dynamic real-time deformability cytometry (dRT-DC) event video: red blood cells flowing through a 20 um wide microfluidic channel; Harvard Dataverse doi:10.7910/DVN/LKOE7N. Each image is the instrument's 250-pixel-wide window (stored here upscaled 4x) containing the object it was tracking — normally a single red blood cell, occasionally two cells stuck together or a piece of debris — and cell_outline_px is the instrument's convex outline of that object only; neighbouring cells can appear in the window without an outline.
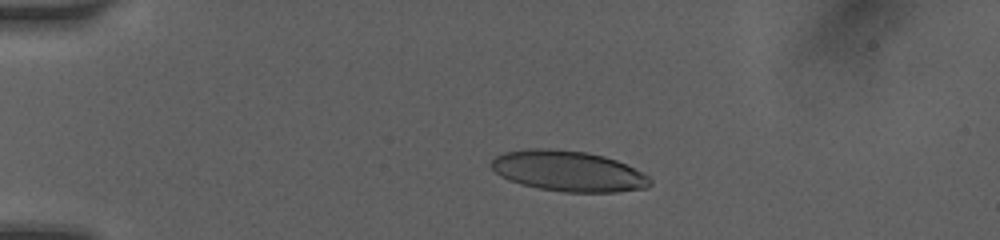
{"species": "human", "species_latin": "Homo sapiens", "temperature_condition": "room temperature", "stored_images_in_passage": 34, "camera_frame_rate_fps": 3000, "um_per_image_px": 0.085, "donor": {"sex": "female"}, "frame": {"image": 1, "passage_image": 7, "time_ms": 3.333, "image_size_px": [1000, 240], "cell_outline_px": [[652, 184], [648, 188], [616, 192], [564, 192], [540, 188], [520, 184], [508, 180], [500, 176], [488, 164], [496, 156], [504, 152], [528, 148], [548, 148], [588, 152], [604, 156], [616, 160], [644, 172], [652, 180]], "centroid_in_image_um": [48.31, 14.54], "position_along_channel_um": 36.7, "area_um2": 37.92}}
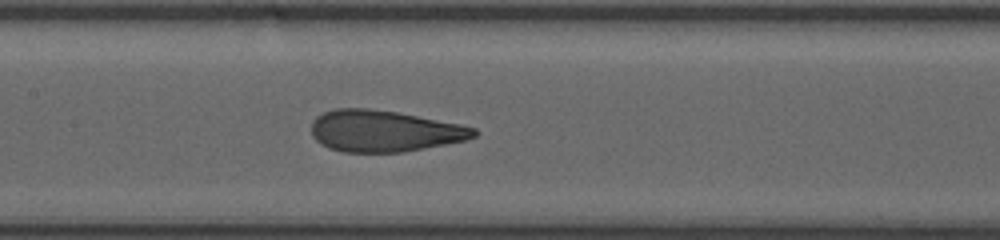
{"frame": {"image": 2, "passage_image": 26, "time_ms": 8.0, "image_size_px": [1000, 240], "cell_outline_px": [[480, 132], [476, 136], [468, 140], [404, 152], [344, 152], [328, 148], [320, 144], [312, 136], [312, 120], [316, 116], [332, 108], [368, 108], [396, 112], [460, 124], [476, 128]], "centroid_in_image_um": [32.65, 11.14], "position_along_channel_um": 174.7, "area_um2": 39.54}}
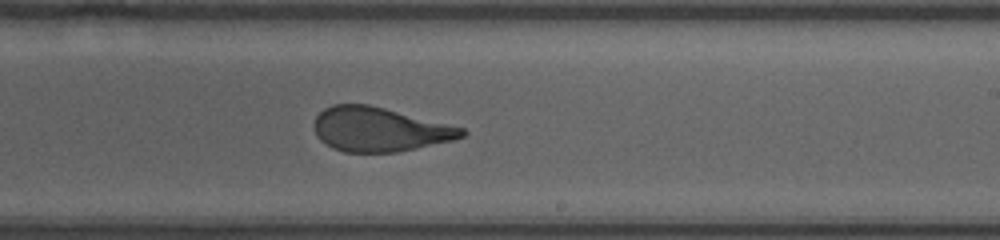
{"frame": {"image": 3, "passage_image": 34, "time_ms": 10.0, "image_size_px": [1000, 240], "cell_outline_px": [[468, 132], [464, 136], [452, 140], [416, 148], [396, 152], [344, 152], [332, 148], [324, 144], [316, 136], [312, 124], [316, 116], [324, 108], [332, 104], [368, 104], [464, 128]], "centroid_in_image_um": [32.19, 11.0], "position_along_channel_um": 256.8, "area_um2": 38.03}}